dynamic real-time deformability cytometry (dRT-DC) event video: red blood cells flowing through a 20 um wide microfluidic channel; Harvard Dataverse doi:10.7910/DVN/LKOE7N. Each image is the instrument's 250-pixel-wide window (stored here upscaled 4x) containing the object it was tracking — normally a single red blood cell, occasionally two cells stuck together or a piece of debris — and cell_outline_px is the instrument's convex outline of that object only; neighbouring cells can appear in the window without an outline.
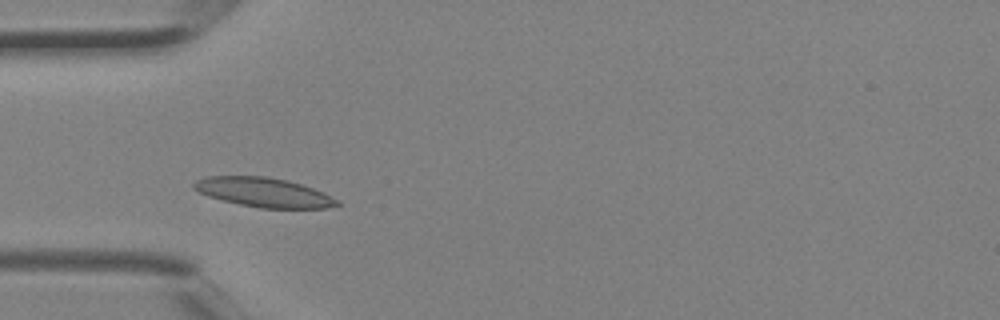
{"species": "Egyptian fruit bat (a non-hibernating species)", "species_latin": "Rousettus aegyptiacus", "temperature_condition": "room temperature", "stored_images_in_passage": 3, "camera_frame_rate_fps": 3000, "um_per_image_px": 0.085, "animal": {"sex": "female"}, "frame": {"image": 1, "passage_image": 2, "time_ms": 0.333, "image_size_px": [1000, 320], "cell_outline_px": [[340, 204], [324, 208], [260, 208], [240, 204], [208, 196], [192, 188], [192, 184], [196, 180], [204, 176], [268, 176], [288, 180], [324, 192], [340, 200]], "centroid_in_image_um": [22.42, 16.34], "position_along_channel_um": 62.6, "area_um2": 24.51}}
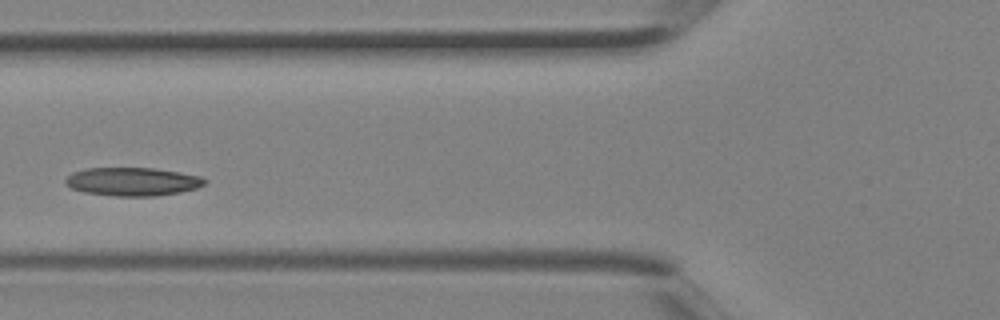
{"frame": {"image": 2, "passage_image": 3, "time_ms": 0.667, "image_size_px": [1000, 320], "cell_outline_px": [[208, 180], [204, 184], [196, 188], [180, 192], [156, 196], [112, 196], [84, 192], [72, 188], [64, 184], [64, 180], [72, 172], [88, 168], [156, 168], [180, 172], [200, 176]], "centroid_in_image_um": [11.26, 15.44], "position_along_channel_um": 114.5, "area_um2": 23.12}}